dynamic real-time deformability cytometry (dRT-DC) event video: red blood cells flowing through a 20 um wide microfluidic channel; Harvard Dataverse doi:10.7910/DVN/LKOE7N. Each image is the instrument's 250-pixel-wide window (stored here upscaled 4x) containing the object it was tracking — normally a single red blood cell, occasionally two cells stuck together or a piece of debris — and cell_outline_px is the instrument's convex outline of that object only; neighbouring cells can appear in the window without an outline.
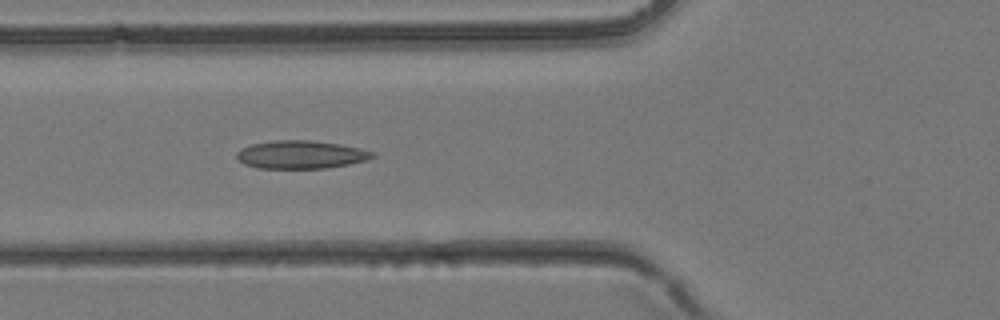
{"species": "common noctule bat (a hibernating species)", "species_latin": "Nyctalus noctula", "temperature_condition": "room temperature", "stored_images_in_passage": 39, "camera_frame_rate_fps": 3000, "um_per_image_px": 0.085, "animal": {"sex": "female", "body_mass_g": 24.6, "forearm_length_mm": 56.2}, "frame": {"image": 1, "passage_image": 15, "time_ms": 4.667, "image_size_px": [1000, 320], "cell_outline_px": [[376, 156], [368, 160], [328, 168], [256, 168], [244, 164], [236, 156], [236, 152], [240, 148], [252, 144], [272, 140], [308, 140], [340, 144], [360, 148], [372, 152]], "centroid_in_image_um": [25.56, 13.14], "position_along_channel_um": 100.2, "area_um2": 22.25}}
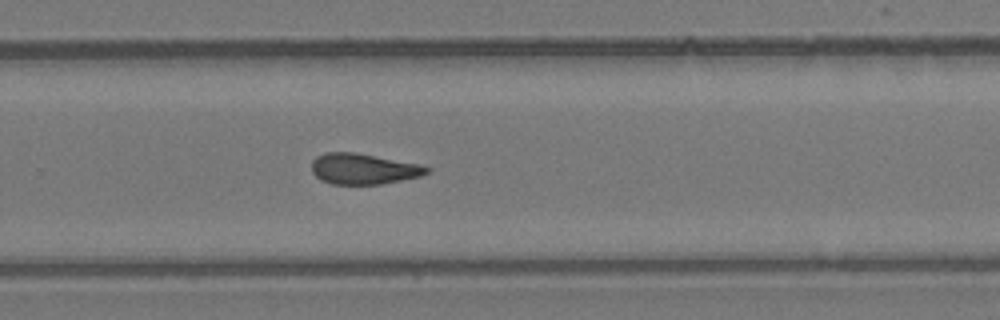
{"frame": {"image": 2, "passage_image": 26, "time_ms": 8.333, "image_size_px": [1000, 320], "cell_outline_px": [[432, 168], [428, 172], [420, 176], [380, 184], [332, 184], [320, 180], [312, 172], [312, 160], [316, 156], [324, 152], [356, 152], [416, 164]], "centroid_in_image_um": [30.83, 14.35], "position_along_channel_um": 299.0, "area_um2": 20.46}}
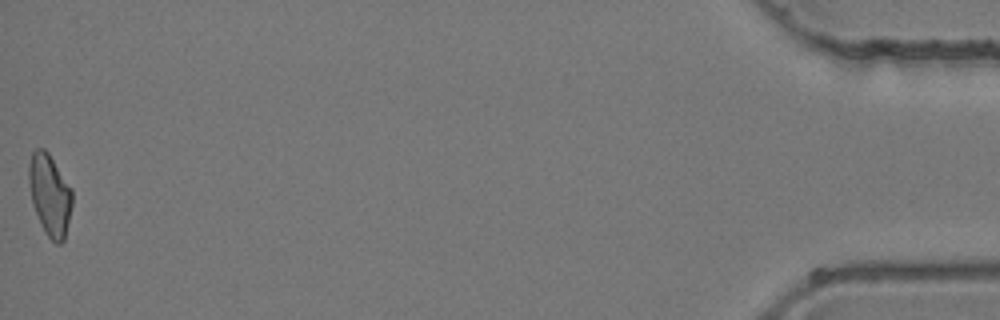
{"frame": {"image": 3, "passage_image": 39, "time_ms": 12.667, "image_size_px": [1000, 320], "cell_outline_px": [[72, 204], [64, 240], [60, 244], [56, 244], [44, 232], [40, 224], [32, 204], [28, 180], [28, 164], [32, 152], [36, 148], [44, 148], [48, 152], [72, 188]], "centroid_in_image_um": [4.22, 16.55], "position_along_channel_um": 431.0, "area_um2": 20.75}}